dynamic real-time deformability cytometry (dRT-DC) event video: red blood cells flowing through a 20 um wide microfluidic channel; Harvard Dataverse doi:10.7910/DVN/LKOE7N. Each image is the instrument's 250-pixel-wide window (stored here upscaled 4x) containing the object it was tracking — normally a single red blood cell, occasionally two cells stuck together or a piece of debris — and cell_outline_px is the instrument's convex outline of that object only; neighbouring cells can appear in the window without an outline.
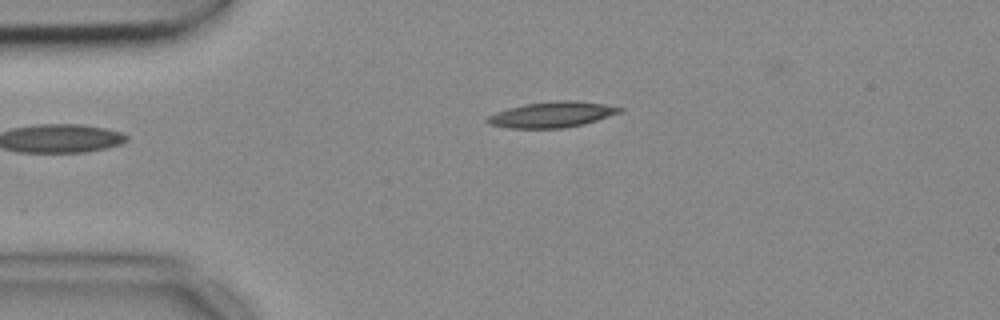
{"species": "common noctule bat (a hibernating species)", "species_latin": "Nyctalus noctula", "temperature_condition": "cold", "stored_images_in_passage": 3, "camera_frame_rate_fps": 3000, "um_per_image_px": 0.085, "animal": {"sex": "female", "body_mass_g": 18.4}, "frame": {"image": 1, "passage_image": 1, "time_ms": 0.0, "image_size_px": [1000, 320], "cell_outline_px": [[624, 112], [584, 124], [564, 128], [508, 128], [488, 124], [484, 120], [488, 116], [496, 112], [508, 108], [524, 104], [556, 100], [572, 100], [604, 104], [624, 108]], "centroid_in_image_um": [46.93, 9.74], "position_along_channel_um": 38.1, "area_um2": 20.0}}